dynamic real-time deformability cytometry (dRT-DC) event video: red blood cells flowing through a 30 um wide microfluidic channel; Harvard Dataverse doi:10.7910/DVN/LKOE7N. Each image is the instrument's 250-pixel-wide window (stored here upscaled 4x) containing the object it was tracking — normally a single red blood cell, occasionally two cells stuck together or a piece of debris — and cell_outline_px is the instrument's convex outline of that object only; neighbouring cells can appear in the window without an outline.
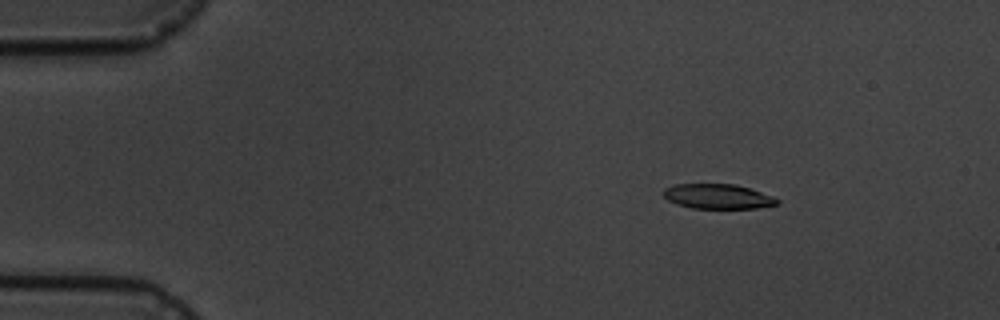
{"species": "common noctule bat (a hibernating species)", "species_latin": "Nyctalus noctula", "temperature_condition": "cold", "stored_images_in_passage": 12, "camera_frame_rate_fps": 3000, "um_per_image_px": 0.085, "animal": {"sex": "male", "body_mass_g": 19.5, "forearm_length_mm": 54.6}, "frame": {"image": 1, "passage_image": 2, "time_ms": 1.0, "image_size_px": [1000, 320], "cell_outline_px": [[780, 204], [756, 208], [692, 208], [676, 204], [668, 200], [664, 196], [664, 188], [676, 184], [736, 184], [772, 196], [780, 200]], "centroid_in_image_um": [61.02, 16.7], "position_along_channel_um": 24.0, "area_um2": 16.36}}
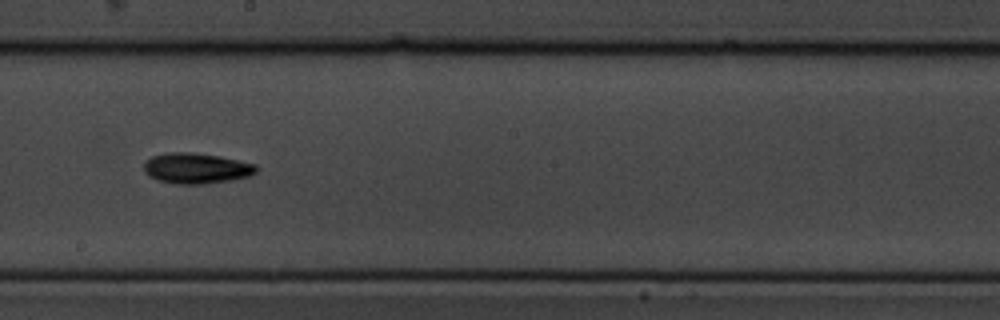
{"frame": {"image": 2, "passage_image": 8, "time_ms": 9.0, "image_size_px": [1000, 320], "cell_outline_px": [[256, 172], [248, 176], [232, 180], [204, 184], [176, 184], [156, 180], [148, 176], [144, 172], [144, 164], [152, 156], [168, 152], [188, 152], [220, 156], [256, 164]], "centroid_in_image_um": [16.66, 14.31], "position_along_channel_um": 231.5, "area_um2": 20.06}}
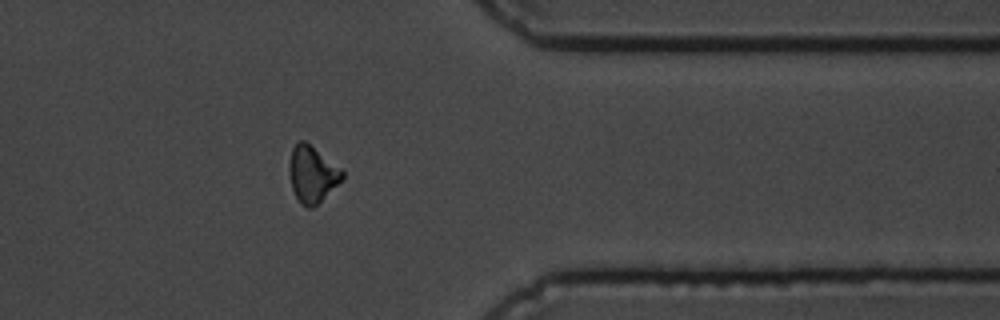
{"frame": {"image": 3, "passage_image": 12, "time_ms": 13.667, "image_size_px": [1000, 320], "cell_outline_px": [[344, 180], [312, 208], [308, 208], [300, 204], [292, 188], [288, 172], [288, 164], [292, 148], [300, 140], [304, 140], [344, 168]], "centroid_in_image_um": [26.57, 14.79], "position_along_channel_um": 384.8, "area_um2": 17.92}, "authors_computed_cell_mechanics": {"area_um2": 18.1492, "velocity_mm_per_s": 3.5333, "shape_relaxation_time_tau1_ms": 2.236, "shape_relaxation_time_tau2_ms": null, "deformation_change_tau1": 0.0971, "deformation_change_tau2": null}}